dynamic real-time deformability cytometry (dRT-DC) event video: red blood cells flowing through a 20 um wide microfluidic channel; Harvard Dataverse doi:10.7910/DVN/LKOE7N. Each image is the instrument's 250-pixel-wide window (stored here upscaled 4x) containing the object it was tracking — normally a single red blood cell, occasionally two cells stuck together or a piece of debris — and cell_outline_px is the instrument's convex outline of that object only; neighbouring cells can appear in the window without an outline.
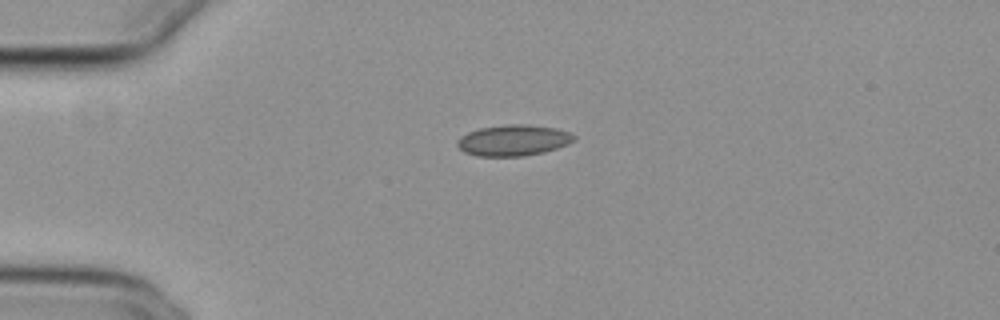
{"species": "common noctule bat (a hibernating species)", "species_latin": "Nyctalus noctula", "temperature_condition": "cold", "stored_images_in_passage": 32, "camera_frame_rate_fps": 3000, "um_per_image_px": 0.085, "animal": {"sex": "female", "body_mass_g": 29.2, "forearm_length_mm": 56.3}, "frame": {"image": 1, "passage_image": 1, "time_ms": 0.0, "image_size_px": [1000, 320], "cell_outline_px": [[576, 140], [568, 144], [544, 152], [524, 156], [476, 156], [464, 152], [456, 144], [456, 140], [460, 136], [468, 132], [480, 128], [508, 124], [528, 124], [556, 128], [568, 132], [576, 136]], "centroid_in_image_um": [43.63, 11.92], "position_along_channel_um": 41.4, "area_um2": 21.21}}
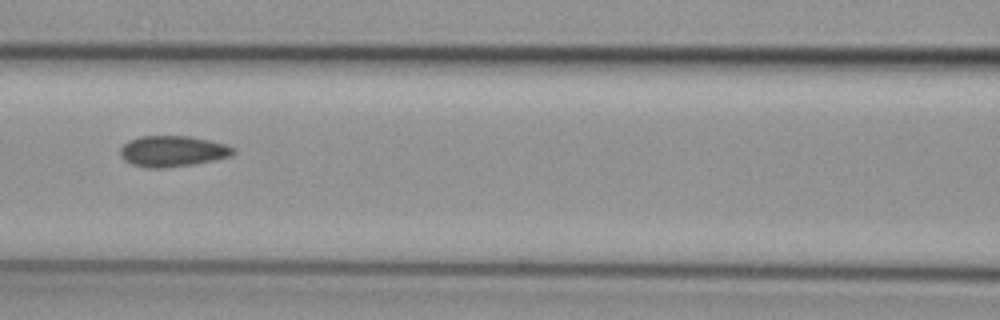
{"frame": {"image": 2, "passage_image": 12, "time_ms": 3.667, "image_size_px": [1000, 320], "cell_outline_px": [[236, 152], [228, 156], [212, 160], [192, 164], [160, 168], [148, 168], [132, 164], [124, 160], [120, 156], [120, 148], [128, 140], [140, 136], [192, 136], [224, 144], [236, 148]], "centroid_in_image_um": [14.63, 12.84], "position_along_channel_um": 152.0, "area_um2": 20.23}}
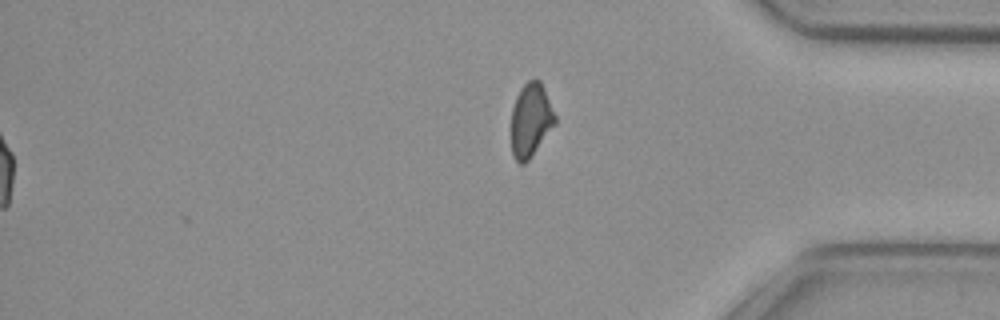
{"frame": {"image": 3, "passage_image": 32, "time_ms": 10.333, "image_size_px": [1000, 320], "cell_outline_px": [[556, 124], [528, 160], [524, 164], [520, 164], [512, 156], [512, 108], [516, 96], [520, 88], [528, 80], [540, 80], [544, 88], [556, 116]], "centroid_in_image_um": [45.12, 10.2], "position_along_channel_um": 390.1, "area_um2": 18.73}, "authors_computed_cell_mechanics": {"area_um2": 19.7387, "velocity_mm_per_s": 3.8489, "shape_relaxation_time_tau1_ms": null, "shape_relaxation_time_tau2_ms": 3.9658, "deformation_change_tau1": null, "deformation_change_tau2": 0.0841}}